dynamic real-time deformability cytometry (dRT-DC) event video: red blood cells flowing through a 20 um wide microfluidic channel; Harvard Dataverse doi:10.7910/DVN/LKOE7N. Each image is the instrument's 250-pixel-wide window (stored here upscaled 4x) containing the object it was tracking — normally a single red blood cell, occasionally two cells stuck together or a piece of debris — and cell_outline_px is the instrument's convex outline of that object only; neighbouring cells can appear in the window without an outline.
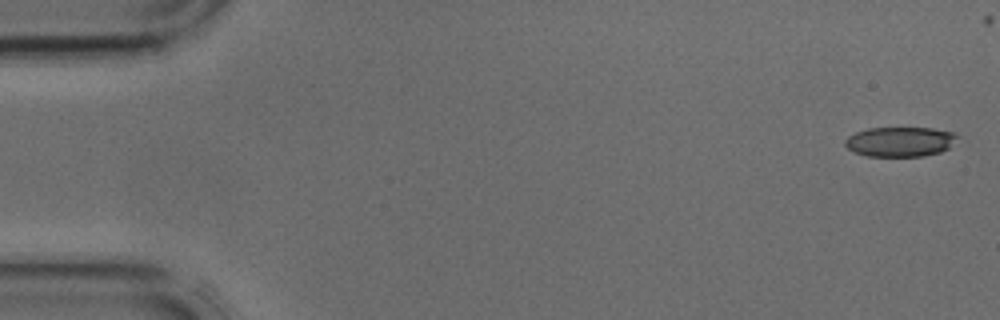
{"species": "common noctule bat (a hibernating species)", "species_latin": "Nyctalus noctula", "temperature_condition": "cold", "stored_images_in_passage": 7, "camera_frame_rate_fps": 3000, "um_per_image_px": 0.085, "animal": {"sex": "male", "body_mass_g": 17.9, "forearm_length_mm": 54.2}, "frame": {"image": 1, "passage_image": 1, "time_ms": 0.0, "image_size_px": [1000, 320], "cell_outline_px": [[956, 136], [948, 148], [940, 152], [924, 156], [868, 156], [856, 152], [848, 148], [844, 144], [844, 140], [848, 136], [856, 132], [868, 128], [932, 128], [956, 132]], "centroid_in_image_um": [76.48, 12.04], "position_along_channel_um": 8.5, "area_um2": 19.31}}